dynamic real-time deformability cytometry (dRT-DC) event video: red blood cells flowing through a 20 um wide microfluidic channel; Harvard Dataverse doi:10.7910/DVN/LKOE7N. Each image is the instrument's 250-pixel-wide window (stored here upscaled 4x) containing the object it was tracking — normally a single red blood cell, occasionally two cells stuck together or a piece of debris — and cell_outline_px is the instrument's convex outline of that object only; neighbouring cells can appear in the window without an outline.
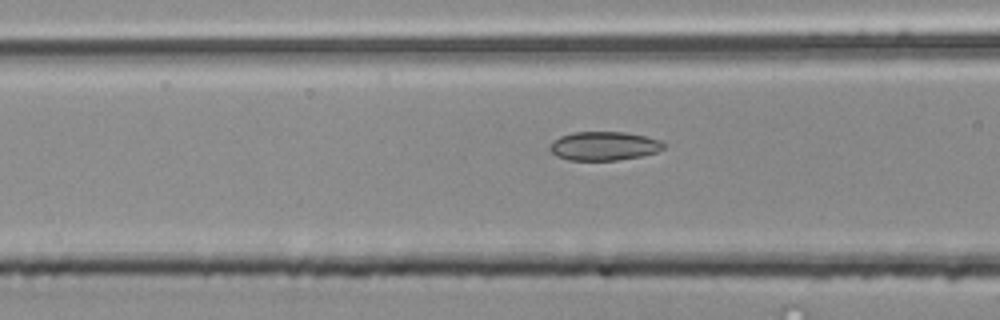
{"species": "common noctule bat (a hibernating species)", "species_latin": "Nyctalus noctula", "temperature_condition": "room temperature", "stored_images_in_passage": 20, "camera_frame_rate_fps": 3000, "um_per_image_px": 0.085, "animal": {"sex": "male", "body_mass_g": 20.4}, "frame": {"image": 1, "passage_image": 18, "time_ms": 5.667, "image_size_px": [1000, 320], "cell_outline_px": [[664, 148], [656, 152], [640, 156], [616, 160], [568, 160], [556, 156], [548, 148], [560, 136], [572, 132], [624, 132], [644, 136], [660, 140], [664, 144]], "centroid_in_image_um": [51.32, 12.41], "position_along_channel_um": 115.3, "area_um2": 18.9}}